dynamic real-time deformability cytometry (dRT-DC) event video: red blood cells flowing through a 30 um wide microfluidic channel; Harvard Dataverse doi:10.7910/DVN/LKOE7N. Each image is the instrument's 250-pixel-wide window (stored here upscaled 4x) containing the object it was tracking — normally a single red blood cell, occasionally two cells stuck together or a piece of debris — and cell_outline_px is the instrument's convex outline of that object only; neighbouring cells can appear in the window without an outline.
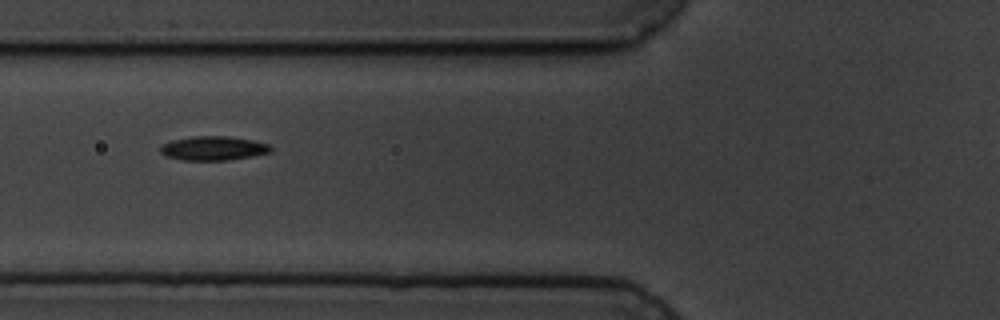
{"species": "common noctule bat (a hibernating species)", "species_latin": "Nyctalus noctula", "temperature_condition": "cold", "stored_images_in_passage": 9, "camera_frame_rate_fps": 3000, "um_per_image_px": 0.085, "animal": {"sex": "male", "body_mass_g": 19.5, "forearm_length_mm": 54.6}, "frame": {"image": 1, "passage_image": 4, "time_ms": 3.333, "image_size_px": [1000, 320], "cell_outline_px": [[272, 152], [252, 156], [228, 160], [184, 160], [164, 156], [160, 152], [160, 148], [164, 144], [172, 140], [192, 136], [228, 136], [252, 140], [268, 144], [272, 148]], "centroid_in_image_um": [18.13, 12.6], "position_along_channel_um": 107.7, "area_um2": 15.49}}
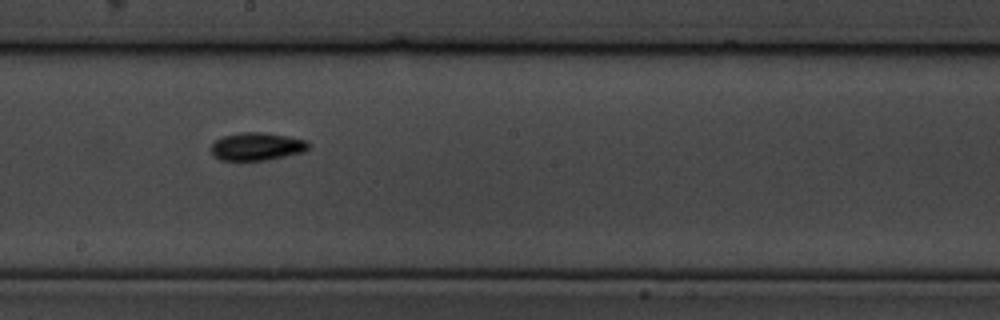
{"frame": {"image": 2, "passage_image": 7, "time_ms": 6.667, "image_size_px": [1000, 320], "cell_outline_px": [[308, 148], [304, 152], [264, 160], [220, 160], [208, 148], [216, 140], [224, 136], [240, 132], [260, 132], [288, 136], [308, 140]], "centroid_in_image_um": [21.82, 12.44], "position_along_channel_um": 226.4, "area_um2": 15.72}}
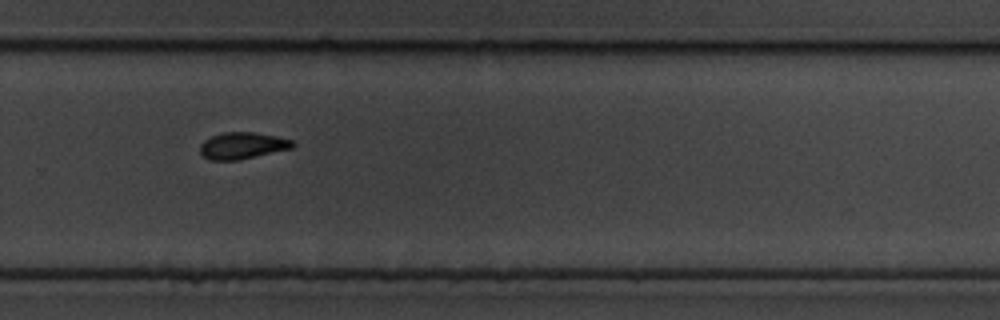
{"frame": {"image": 3, "passage_image": 9, "time_ms": 9.0, "image_size_px": [1000, 320], "cell_outline_px": [[296, 144], [292, 148], [240, 160], [208, 160], [200, 152], [200, 144], [204, 140], [212, 136], [224, 132], [256, 132], [276, 136], [292, 140]], "centroid_in_image_um": [20.61, 12.38], "position_along_channel_um": 309.2, "area_um2": 14.45}}